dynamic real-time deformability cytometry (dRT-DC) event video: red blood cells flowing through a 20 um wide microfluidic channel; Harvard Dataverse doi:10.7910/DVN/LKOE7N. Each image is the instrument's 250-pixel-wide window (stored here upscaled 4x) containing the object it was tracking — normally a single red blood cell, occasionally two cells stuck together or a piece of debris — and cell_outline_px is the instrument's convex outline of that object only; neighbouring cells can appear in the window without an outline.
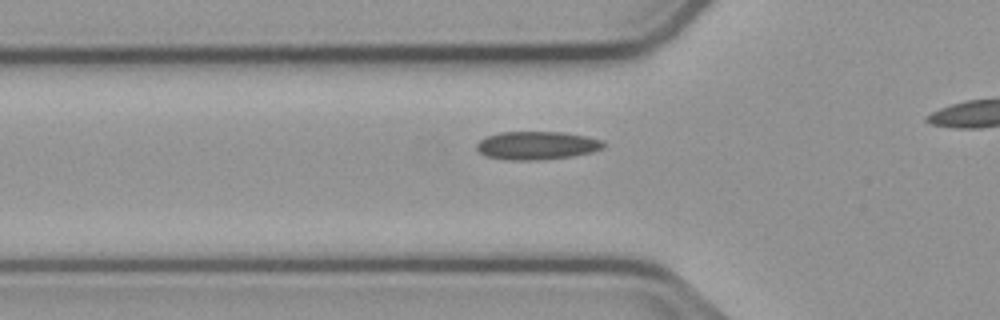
{"species": "common noctule bat (a hibernating species)", "species_latin": "Nyctalus noctula", "temperature_condition": "cold", "stored_images_in_passage": 17, "camera_frame_rate_fps": 3000, "um_per_image_px": 0.085, "animal": {"sex": "male", "body_mass_g": 23.1, "forearm_length_mm": 52.7}, "frame": {"image": 1, "passage_image": 8, "time_ms": 2.333, "image_size_px": [1000, 320], "cell_outline_px": [[604, 148], [592, 152], [572, 156], [536, 160], [512, 160], [484, 156], [476, 148], [476, 144], [480, 140], [488, 136], [500, 132], [564, 132], [604, 140]], "centroid_in_image_um": [45.64, 12.36], "position_along_channel_um": 80.2, "area_um2": 20.81}}
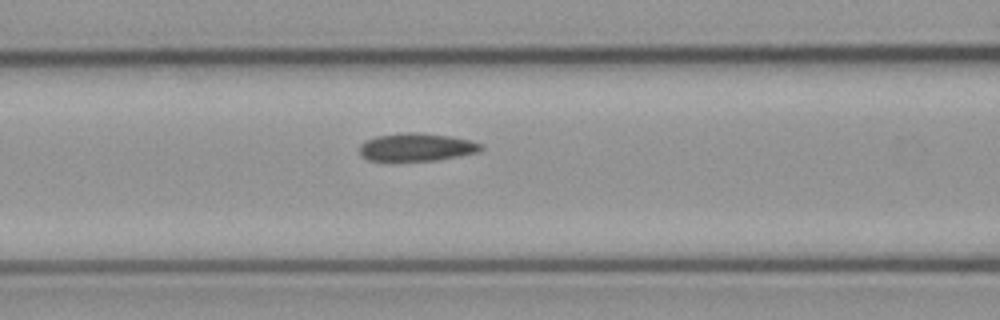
{"frame": {"image": 2, "passage_image": 12, "time_ms": 3.667, "image_size_px": [1000, 320], "cell_outline_px": [[484, 148], [476, 152], [456, 156], [432, 160], [368, 160], [360, 156], [360, 144], [376, 136], [404, 132], [416, 132], [448, 136], [468, 140], [484, 144]], "centroid_in_image_um": [35.38, 12.49], "position_along_channel_um": 131.2, "area_um2": 19.36}}
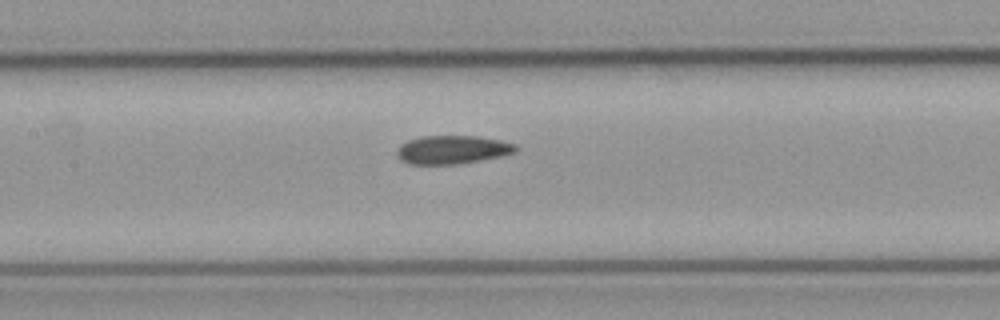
{"frame": {"image": 3, "passage_image": 15, "time_ms": 4.667, "image_size_px": [1000, 320], "cell_outline_px": [[516, 152], [500, 156], [456, 164], [408, 164], [400, 160], [396, 156], [396, 148], [400, 144], [408, 140], [420, 136], [476, 136], [500, 140], [516, 144]], "centroid_in_image_um": [38.38, 12.72], "position_along_channel_um": 169.0, "area_um2": 19.71}}